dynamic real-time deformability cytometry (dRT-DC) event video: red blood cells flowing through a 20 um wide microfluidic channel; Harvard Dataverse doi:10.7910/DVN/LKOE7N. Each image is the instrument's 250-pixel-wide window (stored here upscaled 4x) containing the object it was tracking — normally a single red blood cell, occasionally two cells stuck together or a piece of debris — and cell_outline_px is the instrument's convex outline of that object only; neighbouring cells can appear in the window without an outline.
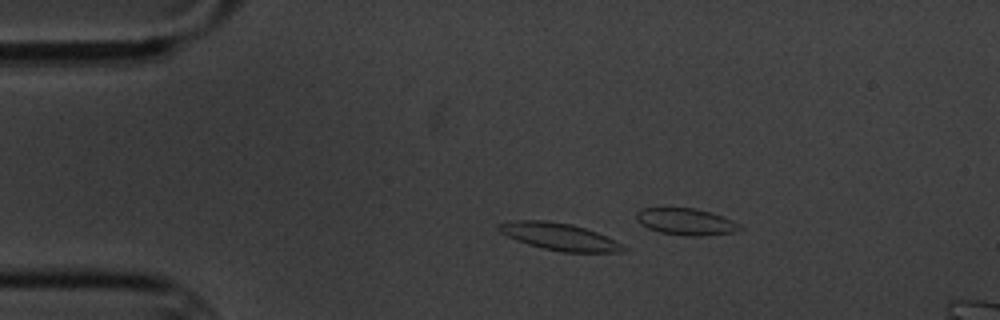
{"species": "common noctule bat (a hibernating species)", "species_latin": "Nyctalus noctula", "temperature_condition": "cold", "stored_images_in_passage": 3, "camera_frame_rate_fps": 3000, "um_per_image_px": 0.085, "animal": {"sex": "male", "body_mass_g": 20.1, "forearm_length_mm": 53.5}, "frame": {"image": 1, "passage_image": 2, "time_ms": 1.0, "image_size_px": [1000, 320], "cell_outline_px": [[628, 248], [624, 252], [564, 252], [540, 248], [516, 240], [500, 232], [496, 228], [496, 224], [512, 220], [544, 220], [572, 224], [596, 232]], "centroid_in_image_um": [47.48, 20.11], "position_along_channel_um": 37.5, "area_um2": 19.59}}